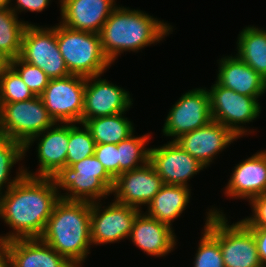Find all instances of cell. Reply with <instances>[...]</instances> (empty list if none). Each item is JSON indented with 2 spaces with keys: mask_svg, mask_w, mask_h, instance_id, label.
I'll use <instances>...</instances> for the list:
<instances>
[{
  "mask_svg": "<svg viewBox=\"0 0 266 267\" xmlns=\"http://www.w3.org/2000/svg\"><path fill=\"white\" fill-rule=\"evenodd\" d=\"M4 193L0 197V218L14 231L0 239L40 238L61 198L52 178L24 175Z\"/></svg>",
  "mask_w": 266,
  "mask_h": 267,
  "instance_id": "6da1fadb",
  "label": "cell"
},
{
  "mask_svg": "<svg viewBox=\"0 0 266 267\" xmlns=\"http://www.w3.org/2000/svg\"><path fill=\"white\" fill-rule=\"evenodd\" d=\"M90 216V202L60 198L40 239L75 267H81L90 254Z\"/></svg>",
  "mask_w": 266,
  "mask_h": 267,
  "instance_id": "7a4b0ae2",
  "label": "cell"
},
{
  "mask_svg": "<svg viewBox=\"0 0 266 267\" xmlns=\"http://www.w3.org/2000/svg\"><path fill=\"white\" fill-rule=\"evenodd\" d=\"M172 26L140 10L116 7L99 33L102 50L111 63L125 51L137 52L160 42Z\"/></svg>",
  "mask_w": 266,
  "mask_h": 267,
  "instance_id": "3957f363",
  "label": "cell"
},
{
  "mask_svg": "<svg viewBox=\"0 0 266 267\" xmlns=\"http://www.w3.org/2000/svg\"><path fill=\"white\" fill-rule=\"evenodd\" d=\"M51 178L58 192L67 191L60 195L62 199L90 203L109 196L115 182L94 155L60 168Z\"/></svg>",
  "mask_w": 266,
  "mask_h": 267,
  "instance_id": "277c9868",
  "label": "cell"
},
{
  "mask_svg": "<svg viewBox=\"0 0 266 267\" xmlns=\"http://www.w3.org/2000/svg\"><path fill=\"white\" fill-rule=\"evenodd\" d=\"M56 39L71 75L90 77L103 74L111 66L105 56L98 33L56 25Z\"/></svg>",
  "mask_w": 266,
  "mask_h": 267,
  "instance_id": "5b68a950",
  "label": "cell"
},
{
  "mask_svg": "<svg viewBox=\"0 0 266 267\" xmlns=\"http://www.w3.org/2000/svg\"><path fill=\"white\" fill-rule=\"evenodd\" d=\"M55 125L40 96L26 101L0 103V134L25 145Z\"/></svg>",
  "mask_w": 266,
  "mask_h": 267,
  "instance_id": "8992f818",
  "label": "cell"
},
{
  "mask_svg": "<svg viewBox=\"0 0 266 267\" xmlns=\"http://www.w3.org/2000/svg\"><path fill=\"white\" fill-rule=\"evenodd\" d=\"M19 57L23 61L39 67L49 79L64 78L71 75L59 51L56 25L51 28H43L28 24L22 36Z\"/></svg>",
  "mask_w": 266,
  "mask_h": 267,
  "instance_id": "52a82bcc",
  "label": "cell"
},
{
  "mask_svg": "<svg viewBox=\"0 0 266 267\" xmlns=\"http://www.w3.org/2000/svg\"><path fill=\"white\" fill-rule=\"evenodd\" d=\"M208 92L212 120L227 127L237 138L246 135L249 131L240 124L253 122L259 116V100L225 88L217 81Z\"/></svg>",
  "mask_w": 266,
  "mask_h": 267,
  "instance_id": "ba28073f",
  "label": "cell"
},
{
  "mask_svg": "<svg viewBox=\"0 0 266 267\" xmlns=\"http://www.w3.org/2000/svg\"><path fill=\"white\" fill-rule=\"evenodd\" d=\"M85 81L79 75L49 80L40 97L55 123H82Z\"/></svg>",
  "mask_w": 266,
  "mask_h": 267,
  "instance_id": "9c48e42d",
  "label": "cell"
},
{
  "mask_svg": "<svg viewBox=\"0 0 266 267\" xmlns=\"http://www.w3.org/2000/svg\"><path fill=\"white\" fill-rule=\"evenodd\" d=\"M209 211L218 214V243L224 267H263L253 233L241 221L229 225L223 212L214 208Z\"/></svg>",
  "mask_w": 266,
  "mask_h": 267,
  "instance_id": "30bf717a",
  "label": "cell"
},
{
  "mask_svg": "<svg viewBox=\"0 0 266 267\" xmlns=\"http://www.w3.org/2000/svg\"><path fill=\"white\" fill-rule=\"evenodd\" d=\"M212 121L210 95L206 88H196L183 94L169 111L162 132L175 137L194 131Z\"/></svg>",
  "mask_w": 266,
  "mask_h": 267,
  "instance_id": "8fae6325",
  "label": "cell"
},
{
  "mask_svg": "<svg viewBox=\"0 0 266 267\" xmlns=\"http://www.w3.org/2000/svg\"><path fill=\"white\" fill-rule=\"evenodd\" d=\"M100 202L91 203V244L115 243L128 238L141 209L114 200L102 210Z\"/></svg>",
  "mask_w": 266,
  "mask_h": 267,
  "instance_id": "7c38bea8",
  "label": "cell"
},
{
  "mask_svg": "<svg viewBox=\"0 0 266 267\" xmlns=\"http://www.w3.org/2000/svg\"><path fill=\"white\" fill-rule=\"evenodd\" d=\"M101 75L86 77L82 123L126 112L133 104L129 91L101 79Z\"/></svg>",
  "mask_w": 266,
  "mask_h": 267,
  "instance_id": "4fadbf2b",
  "label": "cell"
},
{
  "mask_svg": "<svg viewBox=\"0 0 266 267\" xmlns=\"http://www.w3.org/2000/svg\"><path fill=\"white\" fill-rule=\"evenodd\" d=\"M149 162L164 184L189 187L188 180L206 167L182 149L174 140L150 148Z\"/></svg>",
  "mask_w": 266,
  "mask_h": 267,
  "instance_id": "5bb4252c",
  "label": "cell"
},
{
  "mask_svg": "<svg viewBox=\"0 0 266 267\" xmlns=\"http://www.w3.org/2000/svg\"><path fill=\"white\" fill-rule=\"evenodd\" d=\"M164 185L150 162L145 165L121 173L114 182L111 194L115 201L140 209L148 205Z\"/></svg>",
  "mask_w": 266,
  "mask_h": 267,
  "instance_id": "9a60e30c",
  "label": "cell"
},
{
  "mask_svg": "<svg viewBox=\"0 0 266 267\" xmlns=\"http://www.w3.org/2000/svg\"><path fill=\"white\" fill-rule=\"evenodd\" d=\"M36 139H39V143L37 144V157L40 163L39 169H37L38 173L28 172L27 168H24L25 175L32 177H51L60 168L67 166L69 123H64V125L62 123L61 126L59 123H55L52 127L47 128L42 133L31 138L24 145V155H26V151Z\"/></svg>",
  "mask_w": 266,
  "mask_h": 267,
  "instance_id": "2e32d148",
  "label": "cell"
},
{
  "mask_svg": "<svg viewBox=\"0 0 266 267\" xmlns=\"http://www.w3.org/2000/svg\"><path fill=\"white\" fill-rule=\"evenodd\" d=\"M237 137L224 125L210 121L207 125L190 131L175 142L187 153L208 167L215 155L229 147Z\"/></svg>",
  "mask_w": 266,
  "mask_h": 267,
  "instance_id": "e0dca14e",
  "label": "cell"
},
{
  "mask_svg": "<svg viewBox=\"0 0 266 267\" xmlns=\"http://www.w3.org/2000/svg\"><path fill=\"white\" fill-rule=\"evenodd\" d=\"M115 0H64L60 5L64 26L80 31L100 33L102 26L117 7Z\"/></svg>",
  "mask_w": 266,
  "mask_h": 267,
  "instance_id": "ac0fdd59",
  "label": "cell"
},
{
  "mask_svg": "<svg viewBox=\"0 0 266 267\" xmlns=\"http://www.w3.org/2000/svg\"><path fill=\"white\" fill-rule=\"evenodd\" d=\"M140 211L129 235L131 241L148 255L161 257L173 251L176 235L171 226Z\"/></svg>",
  "mask_w": 266,
  "mask_h": 267,
  "instance_id": "d6986e66",
  "label": "cell"
},
{
  "mask_svg": "<svg viewBox=\"0 0 266 267\" xmlns=\"http://www.w3.org/2000/svg\"><path fill=\"white\" fill-rule=\"evenodd\" d=\"M225 194L249 202L256 196L266 194V155L262 151L234 167Z\"/></svg>",
  "mask_w": 266,
  "mask_h": 267,
  "instance_id": "ffe728a7",
  "label": "cell"
},
{
  "mask_svg": "<svg viewBox=\"0 0 266 267\" xmlns=\"http://www.w3.org/2000/svg\"><path fill=\"white\" fill-rule=\"evenodd\" d=\"M217 82L241 95L259 98L266 92V81L237 55L219 60Z\"/></svg>",
  "mask_w": 266,
  "mask_h": 267,
  "instance_id": "44dd1931",
  "label": "cell"
},
{
  "mask_svg": "<svg viewBox=\"0 0 266 267\" xmlns=\"http://www.w3.org/2000/svg\"><path fill=\"white\" fill-rule=\"evenodd\" d=\"M11 267H75L40 238L9 241Z\"/></svg>",
  "mask_w": 266,
  "mask_h": 267,
  "instance_id": "7402d4cb",
  "label": "cell"
},
{
  "mask_svg": "<svg viewBox=\"0 0 266 267\" xmlns=\"http://www.w3.org/2000/svg\"><path fill=\"white\" fill-rule=\"evenodd\" d=\"M190 191L186 186L164 184L147 205L146 214L172 226L173 220L183 213L189 203Z\"/></svg>",
  "mask_w": 266,
  "mask_h": 267,
  "instance_id": "603a6c76",
  "label": "cell"
},
{
  "mask_svg": "<svg viewBox=\"0 0 266 267\" xmlns=\"http://www.w3.org/2000/svg\"><path fill=\"white\" fill-rule=\"evenodd\" d=\"M237 56L266 81V30L243 28L237 40Z\"/></svg>",
  "mask_w": 266,
  "mask_h": 267,
  "instance_id": "cb8c5ba5",
  "label": "cell"
},
{
  "mask_svg": "<svg viewBox=\"0 0 266 267\" xmlns=\"http://www.w3.org/2000/svg\"><path fill=\"white\" fill-rule=\"evenodd\" d=\"M119 113L111 116L92 118L84 122L97 144H119L133 134V123Z\"/></svg>",
  "mask_w": 266,
  "mask_h": 267,
  "instance_id": "d4e9b609",
  "label": "cell"
},
{
  "mask_svg": "<svg viewBox=\"0 0 266 267\" xmlns=\"http://www.w3.org/2000/svg\"><path fill=\"white\" fill-rule=\"evenodd\" d=\"M202 238L195 255L194 267H224L218 243V214L207 212Z\"/></svg>",
  "mask_w": 266,
  "mask_h": 267,
  "instance_id": "484cf974",
  "label": "cell"
},
{
  "mask_svg": "<svg viewBox=\"0 0 266 267\" xmlns=\"http://www.w3.org/2000/svg\"><path fill=\"white\" fill-rule=\"evenodd\" d=\"M28 24V21H19L10 8L0 10V51L10 60L20 55L22 36Z\"/></svg>",
  "mask_w": 266,
  "mask_h": 267,
  "instance_id": "4316f807",
  "label": "cell"
},
{
  "mask_svg": "<svg viewBox=\"0 0 266 267\" xmlns=\"http://www.w3.org/2000/svg\"><path fill=\"white\" fill-rule=\"evenodd\" d=\"M24 156V145L6 135L0 134V197L3 195L1 190L4 186L7 191L25 175L24 167L21 166L15 178H9L11 168L14 167L16 162L25 158Z\"/></svg>",
  "mask_w": 266,
  "mask_h": 267,
  "instance_id": "83f0119b",
  "label": "cell"
},
{
  "mask_svg": "<svg viewBox=\"0 0 266 267\" xmlns=\"http://www.w3.org/2000/svg\"><path fill=\"white\" fill-rule=\"evenodd\" d=\"M149 138V134H144L139 137L131 135L129 138L117 144L119 175L139 168L149 162L150 148H145L146 143L150 140Z\"/></svg>",
  "mask_w": 266,
  "mask_h": 267,
  "instance_id": "f1b7e54d",
  "label": "cell"
},
{
  "mask_svg": "<svg viewBox=\"0 0 266 267\" xmlns=\"http://www.w3.org/2000/svg\"><path fill=\"white\" fill-rule=\"evenodd\" d=\"M83 128L69 123V143L67 152V166L77 163L85 158L94 155L96 143L92 138L89 129L84 123Z\"/></svg>",
  "mask_w": 266,
  "mask_h": 267,
  "instance_id": "f546056e",
  "label": "cell"
},
{
  "mask_svg": "<svg viewBox=\"0 0 266 267\" xmlns=\"http://www.w3.org/2000/svg\"><path fill=\"white\" fill-rule=\"evenodd\" d=\"M33 97L35 95L11 66L0 73V103L26 101Z\"/></svg>",
  "mask_w": 266,
  "mask_h": 267,
  "instance_id": "4dcf8cb0",
  "label": "cell"
},
{
  "mask_svg": "<svg viewBox=\"0 0 266 267\" xmlns=\"http://www.w3.org/2000/svg\"><path fill=\"white\" fill-rule=\"evenodd\" d=\"M10 66L35 96H40L48 86L49 77L39 67L23 61L19 56L10 60Z\"/></svg>",
  "mask_w": 266,
  "mask_h": 267,
  "instance_id": "1f68e13d",
  "label": "cell"
},
{
  "mask_svg": "<svg viewBox=\"0 0 266 267\" xmlns=\"http://www.w3.org/2000/svg\"><path fill=\"white\" fill-rule=\"evenodd\" d=\"M94 156L102 163L106 171L114 179L119 176V156L117 144H97Z\"/></svg>",
  "mask_w": 266,
  "mask_h": 267,
  "instance_id": "d6a6232c",
  "label": "cell"
},
{
  "mask_svg": "<svg viewBox=\"0 0 266 267\" xmlns=\"http://www.w3.org/2000/svg\"><path fill=\"white\" fill-rule=\"evenodd\" d=\"M253 215L240 220L246 227L266 228V194L254 197L250 201Z\"/></svg>",
  "mask_w": 266,
  "mask_h": 267,
  "instance_id": "836d02e7",
  "label": "cell"
},
{
  "mask_svg": "<svg viewBox=\"0 0 266 267\" xmlns=\"http://www.w3.org/2000/svg\"><path fill=\"white\" fill-rule=\"evenodd\" d=\"M51 0H16L17 5L10 9L17 15V12L30 11V12H41L50 3Z\"/></svg>",
  "mask_w": 266,
  "mask_h": 267,
  "instance_id": "e575fe53",
  "label": "cell"
},
{
  "mask_svg": "<svg viewBox=\"0 0 266 267\" xmlns=\"http://www.w3.org/2000/svg\"><path fill=\"white\" fill-rule=\"evenodd\" d=\"M256 240L257 250L263 267H266V228L247 227Z\"/></svg>",
  "mask_w": 266,
  "mask_h": 267,
  "instance_id": "d590c367",
  "label": "cell"
},
{
  "mask_svg": "<svg viewBox=\"0 0 266 267\" xmlns=\"http://www.w3.org/2000/svg\"><path fill=\"white\" fill-rule=\"evenodd\" d=\"M0 267H11L9 241L0 239Z\"/></svg>",
  "mask_w": 266,
  "mask_h": 267,
  "instance_id": "8d00e7d4",
  "label": "cell"
},
{
  "mask_svg": "<svg viewBox=\"0 0 266 267\" xmlns=\"http://www.w3.org/2000/svg\"><path fill=\"white\" fill-rule=\"evenodd\" d=\"M10 66V59L0 51V73Z\"/></svg>",
  "mask_w": 266,
  "mask_h": 267,
  "instance_id": "74e56055",
  "label": "cell"
},
{
  "mask_svg": "<svg viewBox=\"0 0 266 267\" xmlns=\"http://www.w3.org/2000/svg\"><path fill=\"white\" fill-rule=\"evenodd\" d=\"M11 0H0V10L5 9V8H9Z\"/></svg>",
  "mask_w": 266,
  "mask_h": 267,
  "instance_id": "f35d334b",
  "label": "cell"
}]
</instances>
